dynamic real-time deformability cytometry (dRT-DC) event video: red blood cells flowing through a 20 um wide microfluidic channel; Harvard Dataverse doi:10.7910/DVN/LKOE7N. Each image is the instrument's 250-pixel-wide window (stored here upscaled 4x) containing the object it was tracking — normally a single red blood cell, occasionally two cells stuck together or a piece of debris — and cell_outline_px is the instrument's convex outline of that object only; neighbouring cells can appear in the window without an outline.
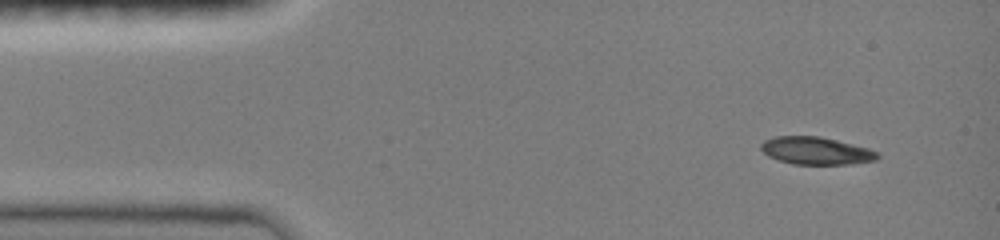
{"species": "common noctule bat (a hibernating species)", "species_latin": "Nyctalus noctula", "temperature_condition": "room temperature", "stored_images_in_passage": 4, "camera_frame_rate_fps": 3000, "um_per_image_px": 0.085, "animal": {"sex": "female", "body_mass_g": 19.0, "forearm_length_mm": 51.5}, "frame": {"image": 1, "passage_image": 1, "time_ms": 0.0, "image_size_px": [1000, 240], "cell_outline_px": [[880, 156], [876, 160], [852, 164], [792, 164], [768, 156], [760, 148], [760, 144], [764, 140], [776, 136], [820, 136], [868, 148], [876, 152]], "centroid_in_image_um": [69.35, 12.81], "position_along_channel_um": 15.7, "area_um2": 18.61}}
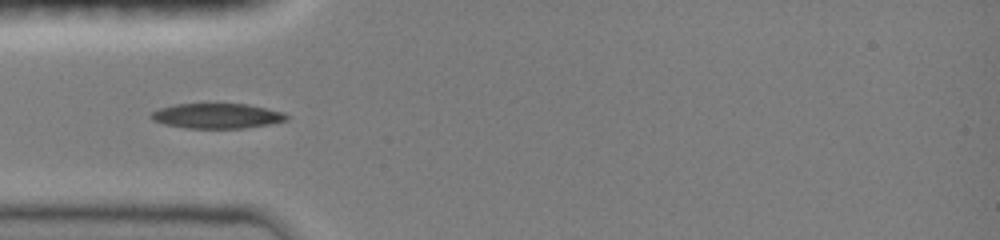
{"frame": {"image": 2, "passage_image": 4, "time_ms": 3.333, "image_size_px": [1000, 240], "cell_outline_px": [[288, 120], [268, 124], [244, 128], [184, 128], [164, 124], [152, 120], [148, 116], [152, 112], [160, 108], [176, 104], [248, 104], [284, 112], [288, 116]], "centroid_in_image_um": [18.42, 9.85], "position_along_channel_um": 66.6, "area_um2": 19.77}}